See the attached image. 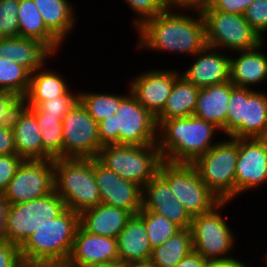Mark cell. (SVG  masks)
Masks as SVG:
<instances>
[{"label":"cell","mask_w":267,"mask_h":267,"mask_svg":"<svg viewBox=\"0 0 267 267\" xmlns=\"http://www.w3.org/2000/svg\"><path fill=\"white\" fill-rule=\"evenodd\" d=\"M79 226V214L66 209L51 222L37 229L19 247L24 265L64 267L74 244Z\"/></svg>","instance_id":"3957f363"},{"label":"cell","mask_w":267,"mask_h":267,"mask_svg":"<svg viewBox=\"0 0 267 267\" xmlns=\"http://www.w3.org/2000/svg\"><path fill=\"white\" fill-rule=\"evenodd\" d=\"M41 133L43 149L53 158H63L62 119L65 115L33 112Z\"/></svg>","instance_id":"1f68e13d"},{"label":"cell","mask_w":267,"mask_h":267,"mask_svg":"<svg viewBox=\"0 0 267 267\" xmlns=\"http://www.w3.org/2000/svg\"><path fill=\"white\" fill-rule=\"evenodd\" d=\"M18 245L0 241V267H23Z\"/></svg>","instance_id":"b9f144b4"},{"label":"cell","mask_w":267,"mask_h":267,"mask_svg":"<svg viewBox=\"0 0 267 267\" xmlns=\"http://www.w3.org/2000/svg\"><path fill=\"white\" fill-rule=\"evenodd\" d=\"M11 127L16 153L23 160H53L43 149L35 114L23 102L14 111Z\"/></svg>","instance_id":"44dd1931"},{"label":"cell","mask_w":267,"mask_h":267,"mask_svg":"<svg viewBox=\"0 0 267 267\" xmlns=\"http://www.w3.org/2000/svg\"><path fill=\"white\" fill-rule=\"evenodd\" d=\"M69 89L64 95L42 101L38 106H27L32 112H47L52 115H66V113L79 101V92Z\"/></svg>","instance_id":"8d00e7d4"},{"label":"cell","mask_w":267,"mask_h":267,"mask_svg":"<svg viewBox=\"0 0 267 267\" xmlns=\"http://www.w3.org/2000/svg\"><path fill=\"white\" fill-rule=\"evenodd\" d=\"M143 221L148 233L149 242L154 249L163 244L181 228L163 215L141 209L137 214Z\"/></svg>","instance_id":"e575fe53"},{"label":"cell","mask_w":267,"mask_h":267,"mask_svg":"<svg viewBox=\"0 0 267 267\" xmlns=\"http://www.w3.org/2000/svg\"><path fill=\"white\" fill-rule=\"evenodd\" d=\"M54 191L78 214L101 203L94 158H55Z\"/></svg>","instance_id":"5b68a950"},{"label":"cell","mask_w":267,"mask_h":267,"mask_svg":"<svg viewBox=\"0 0 267 267\" xmlns=\"http://www.w3.org/2000/svg\"><path fill=\"white\" fill-rule=\"evenodd\" d=\"M33 2L42 15L46 27L62 43L65 42L77 24L73 4L68 0H33Z\"/></svg>","instance_id":"f1b7e54d"},{"label":"cell","mask_w":267,"mask_h":267,"mask_svg":"<svg viewBox=\"0 0 267 267\" xmlns=\"http://www.w3.org/2000/svg\"><path fill=\"white\" fill-rule=\"evenodd\" d=\"M267 182V138L239 139L235 171V196Z\"/></svg>","instance_id":"9a60e30c"},{"label":"cell","mask_w":267,"mask_h":267,"mask_svg":"<svg viewBox=\"0 0 267 267\" xmlns=\"http://www.w3.org/2000/svg\"><path fill=\"white\" fill-rule=\"evenodd\" d=\"M17 11L19 36L42 42L56 55L64 43L46 27L33 0H19Z\"/></svg>","instance_id":"4316f807"},{"label":"cell","mask_w":267,"mask_h":267,"mask_svg":"<svg viewBox=\"0 0 267 267\" xmlns=\"http://www.w3.org/2000/svg\"><path fill=\"white\" fill-rule=\"evenodd\" d=\"M137 16L133 19L134 29H138L148 19L155 18L166 9L164 0H123Z\"/></svg>","instance_id":"d590c367"},{"label":"cell","mask_w":267,"mask_h":267,"mask_svg":"<svg viewBox=\"0 0 267 267\" xmlns=\"http://www.w3.org/2000/svg\"><path fill=\"white\" fill-rule=\"evenodd\" d=\"M244 18L264 40L263 34L267 32V0H254L245 10Z\"/></svg>","instance_id":"f35d334b"},{"label":"cell","mask_w":267,"mask_h":267,"mask_svg":"<svg viewBox=\"0 0 267 267\" xmlns=\"http://www.w3.org/2000/svg\"><path fill=\"white\" fill-rule=\"evenodd\" d=\"M226 138H267V93L231 83Z\"/></svg>","instance_id":"8992f818"},{"label":"cell","mask_w":267,"mask_h":267,"mask_svg":"<svg viewBox=\"0 0 267 267\" xmlns=\"http://www.w3.org/2000/svg\"><path fill=\"white\" fill-rule=\"evenodd\" d=\"M264 42L253 49L237 51V57H230V82L235 87L252 89L266 82L267 55L260 51Z\"/></svg>","instance_id":"7402d4cb"},{"label":"cell","mask_w":267,"mask_h":267,"mask_svg":"<svg viewBox=\"0 0 267 267\" xmlns=\"http://www.w3.org/2000/svg\"><path fill=\"white\" fill-rule=\"evenodd\" d=\"M21 102L15 94L0 90V124H11L14 111Z\"/></svg>","instance_id":"60d3db41"},{"label":"cell","mask_w":267,"mask_h":267,"mask_svg":"<svg viewBox=\"0 0 267 267\" xmlns=\"http://www.w3.org/2000/svg\"><path fill=\"white\" fill-rule=\"evenodd\" d=\"M142 194L143 209L163 215L180 228L191 227L193 218L174 197L168 182L159 173L143 186Z\"/></svg>","instance_id":"ac0fdd59"},{"label":"cell","mask_w":267,"mask_h":267,"mask_svg":"<svg viewBox=\"0 0 267 267\" xmlns=\"http://www.w3.org/2000/svg\"><path fill=\"white\" fill-rule=\"evenodd\" d=\"M209 264L201 254L192 250L175 267H207Z\"/></svg>","instance_id":"bcb514c9"},{"label":"cell","mask_w":267,"mask_h":267,"mask_svg":"<svg viewBox=\"0 0 267 267\" xmlns=\"http://www.w3.org/2000/svg\"><path fill=\"white\" fill-rule=\"evenodd\" d=\"M119 261L117 238L95 235L78 226L71 255L64 267Z\"/></svg>","instance_id":"d6986e66"},{"label":"cell","mask_w":267,"mask_h":267,"mask_svg":"<svg viewBox=\"0 0 267 267\" xmlns=\"http://www.w3.org/2000/svg\"><path fill=\"white\" fill-rule=\"evenodd\" d=\"M63 199L55 192L20 204H7L5 240L19 247L37 229L66 210Z\"/></svg>","instance_id":"30bf717a"},{"label":"cell","mask_w":267,"mask_h":267,"mask_svg":"<svg viewBox=\"0 0 267 267\" xmlns=\"http://www.w3.org/2000/svg\"><path fill=\"white\" fill-rule=\"evenodd\" d=\"M120 103L115 116L98 123L101 146L157 144L158 124L156 117L129 92Z\"/></svg>","instance_id":"277c9868"},{"label":"cell","mask_w":267,"mask_h":267,"mask_svg":"<svg viewBox=\"0 0 267 267\" xmlns=\"http://www.w3.org/2000/svg\"><path fill=\"white\" fill-rule=\"evenodd\" d=\"M230 97V81L200 88L193 115L214 124L224 134Z\"/></svg>","instance_id":"d4e9b609"},{"label":"cell","mask_w":267,"mask_h":267,"mask_svg":"<svg viewBox=\"0 0 267 267\" xmlns=\"http://www.w3.org/2000/svg\"><path fill=\"white\" fill-rule=\"evenodd\" d=\"M248 263H244L243 260L235 259L228 262H219V263H210L207 267H249V265H246Z\"/></svg>","instance_id":"c3c4849f"},{"label":"cell","mask_w":267,"mask_h":267,"mask_svg":"<svg viewBox=\"0 0 267 267\" xmlns=\"http://www.w3.org/2000/svg\"><path fill=\"white\" fill-rule=\"evenodd\" d=\"M47 68L45 65L31 73L29 90L22 99L26 106H38L42 101L60 97L70 89L59 72Z\"/></svg>","instance_id":"83f0119b"},{"label":"cell","mask_w":267,"mask_h":267,"mask_svg":"<svg viewBox=\"0 0 267 267\" xmlns=\"http://www.w3.org/2000/svg\"><path fill=\"white\" fill-rule=\"evenodd\" d=\"M54 191V159L23 160L3 195L7 204H20Z\"/></svg>","instance_id":"5bb4252c"},{"label":"cell","mask_w":267,"mask_h":267,"mask_svg":"<svg viewBox=\"0 0 267 267\" xmlns=\"http://www.w3.org/2000/svg\"><path fill=\"white\" fill-rule=\"evenodd\" d=\"M192 250L191 229L181 228L153 249L150 262L154 267H175Z\"/></svg>","instance_id":"4dcf8cb0"},{"label":"cell","mask_w":267,"mask_h":267,"mask_svg":"<svg viewBox=\"0 0 267 267\" xmlns=\"http://www.w3.org/2000/svg\"><path fill=\"white\" fill-rule=\"evenodd\" d=\"M165 9L148 19L137 31V49L171 52L192 57L206 46L205 21L199 11ZM195 12V13H194ZM196 14V15H195ZM196 17H195V16Z\"/></svg>","instance_id":"6da1fadb"},{"label":"cell","mask_w":267,"mask_h":267,"mask_svg":"<svg viewBox=\"0 0 267 267\" xmlns=\"http://www.w3.org/2000/svg\"><path fill=\"white\" fill-rule=\"evenodd\" d=\"M119 261L142 262L149 261L152 247L144 221L138 215H132L123 230L117 236Z\"/></svg>","instance_id":"484cf974"},{"label":"cell","mask_w":267,"mask_h":267,"mask_svg":"<svg viewBox=\"0 0 267 267\" xmlns=\"http://www.w3.org/2000/svg\"><path fill=\"white\" fill-rule=\"evenodd\" d=\"M19 0H0V33L3 37H18Z\"/></svg>","instance_id":"74e56055"},{"label":"cell","mask_w":267,"mask_h":267,"mask_svg":"<svg viewBox=\"0 0 267 267\" xmlns=\"http://www.w3.org/2000/svg\"><path fill=\"white\" fill-rule=\"evenodd\" d=\"M97 159L121 178L143 186L157 173L163 159L157 144L106 145Z\"/></svg>","instance_id":"52a82bcc"},{"label":"cell","mask_w":267,"mask_h":267,"mask_svg":"<svg viewBox=\"0 0 267 267\" xmlns=\"http://www.w3.org/2000/svg\"><path fill=\"white\" fill-rule=\"evenodd\" d=\"M205 21L206 45L237 52L257 47L264 40L252 29L244 15L214 10L211 6L202 12Z\"/></svg>","instance_id":"7c38bea8"},{"label":"cell","mask_w":267,"mask_h":267,"mask_svg":"<svg viewBox=\"0 0 267 267\" xmlns=\"http://www.w3.org/2000/svg\"><path fill=\"white\" fill-rule=\"evenodd\" d=\"M180 74L175 69L153 68L133 77L127 87L136 100L156 117L163 110Z\"/></svg>","instance_id":"e0dca14e"},{"label":"cell","mask_w":267,"mask_h":267,"mask_svg":"<svg viewBox=\"0 0 267 267\" xmlns=\"http://www.w3.org/2000/svg\"><path fill=\"white\" fill-rule=\"evenodd\" d=\"M7 202L2 192H0V241L5 240V217Z\"/></svg>","instance_id":"7dc6e473"},{"label":"cell","mask_w":267,"mask_h":267,"mask_svg":"<svg viewBox=\"0 0 267 267\" xmlns=\"http://www.w3.org/2000/svg\"><path fill=\"white\" fill-rule=\"evenodd\" d=\"M232 201H221L212 210L195 216L191 223L192 248L209 263L228 262L237 259L228 255L235 247V234L220 212ZM223 215V216H222Z\"/></svg>","instance_id":"ba28073f"},{"label":"cell","mask_w":267,"mask_h":267,"mask_svg":"<svg viewBox=\"0 0 267 267\" xmlns=\"http://www.w3.org/2000/svg\"><path fill=\"white\" fill-rule=\"evenodd\" d=\"M94 176L99 188L101 203L125 209L137 215L142 209L143 188L121 178L94 158Z\"/></svg>","instance_id":"2e32d148"},{"label":"cell","mask_w":267,"mask_h":267,"mask_svg":"<svg viewBox=\"0 0 267 267\" xmlns=\"http://www.w3.org/2000/svg\"><path fill=\"white\" fill-rule=\"evenodd\" d=\"M121 267H154L150 260L142 262H124L121 263Z\"/></svg>","instance_id":"681fc988"},{"label":"cell","mask_w":267,"mask_h":267,"mask_svg":"<svg viewBox=\"0 0 267 267\" xmlns=\"http://www.w3.org/2000/svg\"><path fill=\"white\" fill-rule=\"evenodd\" d=\"M31 73L7 58H0V90L11 92L21 100L26 96Z\"/></svg>","instance_id":"836d02e7"},{"label":"cell","mask_w":267,"mask_h":267,"mask_svg":"<svg viewBox=\"0 0 267 267\" xmlns=\"http://www.w3.org/2000/svg\"><path fill=\"white\" fill-rule=\"evenodd\" d=\"M199 90L200 88L180 74L174 82L163 110L156 116V120L193 115Z\"/></svg>","instance_id":"f546056e"},{"label":"cell","mask_w":267,"mask_h":267,"mask_svg":"<svg viewBox=\"0 0 267 267\" xmlns=\"http://www.w3.org/2000/svg\"><path fill=\"white\" fill-rule=\"evenodd\" d=\"M83 267H121V262L112 261L108 263H98V264H93V265L83 266Z\"/></svg>","instance_id":"f907efd6"},{"label":"cell","mask_w":267,"mask_h":267,"mask_svg":"<svg viewBox=\"0 0 267 267\" xmlns=\"http://www.w3.org/2000/svg\"><path fill=\"white\" fill-rule=\"evenodd\" d=\"M254 0H211L210 6L217 11L244 15L247 7Z\"/></svg>","instance_id":"7bdbcfd3"},{"label":"cell","mask_w":267,"mask_h":267,"mask_svg":"<svg viewBox=\"0 0 267 267\" xmlns=\"http://www.w3.org/2000/svg\"><path fill=\"white\" fill-rule=\"evenodd\" d=\"M63 158H97L98 123L78 101L62 119Z\"/></svg>","instance_id":"4fadbf2b"},{"label":"cell","mask_w":267,"mask_h":267,"mask_svg":"<svg viewBox=\"0 0 267 267\" xmlns=\"http://www.w3.org/2000/svg\"><path fill=\"white\" fill-rule=\"evenodd\" d=\"M23 159L17 154L0 155V192H4Z\"/></svg>","instance_id":"ab89813d"},{"label":"cell","mask_w":267,"mask_h":267,"mask_svg":"<svg viewBox=\"0 0 267 267\" xmlns=\"http://www.w3.org/2000/svg\"><path fill=\"white\" fill-rule=\"evenodd\" d=\"M156 121L157 146L164 161L193 163L219 142L213 140L218 131L220 135L221 130L197 116Z\"/></svg>","instance_id":"7a4b0ae2"},{"label":"cell","mask_w":267,"mask_h":267,"mask_svg":"<svg viewBox=\"0 0 267 267\" xmlns=\"http://www.w3.org/2000/svg\"><path fill=\"white\" fill-rule=\"evenodd\" d=\"M13 154L17 153L11 124H0V155Z\"/></svg>","instance_id":"f6af8a7d"},{"label":"cell","mask_w":267,"mask_h":267,"mask_svg":"<svg viewBox=\"0 0 267 267\" xmlns=\"http://www.w3.org/2000/svg\"><path fill=\"white\" fill-rule=\"evenodd\" d=\"M221 49L205 46L194 57L188 69L181 72L188 81L198 88L222 84L230 81V54L221 53Z\"/></svg>","instance_id":"ffe728a7"},{"label":"cell","mask_w":267,"mask_h":267,"mask_svg":"<svg viewBox=\"0 0 267 267\" xmlns=\"http://www.w3.org/2000/svg\"><path fill=\"white\" fill-rule=\"evenodd\" d=\"M166 9L173 10H184L185 13L188 10H194L202 12L204 9H207L210 4L211 0H164Z\"/></svg>","instance_id":"ee69618b"},{"label":"cell","mask_w":267,"mask_h":267,"mask_svg":"<svg viewBox=\"0 0 267 267\" xmlns=\"http://www.w3.org/2000/svg\"><path fill=\"white\" fill-rule=\"evenodd\" d=\"M23 267H35V266H28V265H24Z\"/></svg>","instance_id":"816d5d0a"},{"label":"cell","mask_w":267,"mask_h":267,"mask_svg":"<svg viewBox=\"0 0 267 267\" xmlns=\"http://www.w3.org/2000/svg\"><path fill=\"white\" fill-rule=\"evenodd\" d=\"M131 217L125 209L99 203L79 214V225L91 234L117 238Z\"/></svg>","instance_id":"cb8c5ba5"},{"label":"cell","mask_w":267,"mask_h":267,"mask_svg":"<svg viewBox=\"0 0 267 267\" xmlns=\"http://www.w3.org/2000/svg\"><path fill=\"white\" fill-rule=\"evenodd\" d=\"M158 173L168 182L174 197L192 218L212 210L221 202L201 179L192 163L163 160Z\"/></svg>","instance_id":"9c48e42d"},{"label":"cell","mask_w":267,"mask_h":267,"mask_svg":"<svg viewBox=\"0 0 267 267\" xmlns=\"http://www.w3.org/2000/svg\"><path fill=\"white\" fill-rule=\"evenodd\" d=\"M55 54L42 42L24 37L0 39V58H7L26 68L30 73L47 65Z\"/></svg>","instance_id":"603a6c76"},{"label":"cell","mask_w":267,"mask_h":267,"mask_svg":"<svg viewBox=\"0 0 267 267\" xmlns=\"http://www.w3.org/2000/svg\"><path fill=\"white\" fill-rule=\"evenodd\" d=\"M239 153V139H219L205 154L192 164L207 187L221 201L235 199V171Z\"/></svg>","instance_id":"8fae6325"},{"label":"cell","mask_w":267,"mask_h":267,"mask_svg":"<svg viewBox=\"0 0 267 267\" xmlns=\"http://www.w3.org/2000/svg\"><path fill=\"white\" fill-rule=\"evenodd\" d=\"M126 95L101 92H79V101L86 108L88 114L99 123L106 117L115 116L119 103Z\"/></svg>","instance_id":"d6a6232c"}]
</instances>
